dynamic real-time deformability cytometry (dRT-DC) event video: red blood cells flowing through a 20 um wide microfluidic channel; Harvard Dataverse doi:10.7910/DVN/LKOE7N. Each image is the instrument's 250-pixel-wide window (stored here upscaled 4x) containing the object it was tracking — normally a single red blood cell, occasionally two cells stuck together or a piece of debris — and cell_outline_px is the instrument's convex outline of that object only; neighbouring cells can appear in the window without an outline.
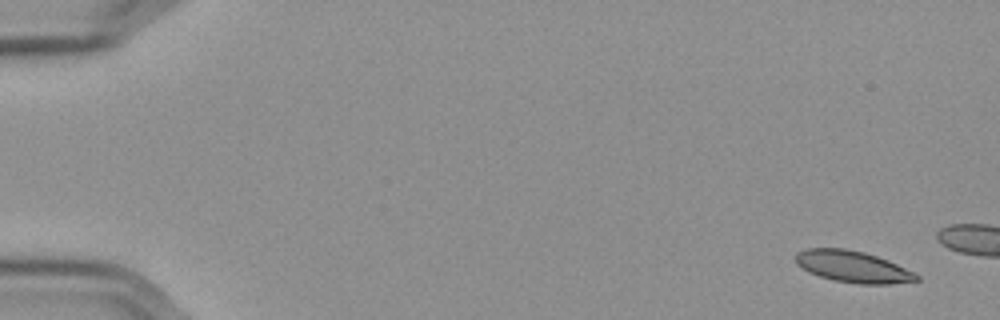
{"species": "Egyptian fruit bat (a non-hibernating species)", "species_latin": "Rousettus aegyptiacus", "temperature_condition": "cold", "stored_images_in_passage": 13, "camera_frame_rate_fps": 3000, "um_per_image_px": 0.085, "frame": {"image": 1, "passage_image": 1, "time_ms": 0.0, "image_size_px": [1000, 320], "cell_outline_px": [[920, 280], [892, 284], [856, 284], [832, 280], [808, 272], [796, 264], [796, 252], [804, 248], [844, 248], [864, 252], [888, 260], [920, 276]], "centroid_in_image_um": [72.46, 22.67], "position_along_channel_um": 12.5, "area_um2": 22.31}}